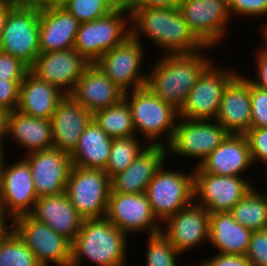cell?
Wrapping results in <instances>:
<instances>
[{
    "instance_id": "obj_22",
    "label": "cell",
    "mask_w": 267,
    "mask_h": 266,
    "mask_svg": "<svg viewBox=\"0 0 267 266\" xmlns=\"http://www.w3.org/2000/svg\"><path fill=\"white\" fill-rule=\"evenodd\" d=\"M215 120L229 134H245L250 129V80L237 74L225 87Z\"/></svg>"
},
{
    "instance_id": "obj_37",
    "label": "cell",
    "mask_w": 267,
    "mask_h": 266,
    "mask_svg": "<svg viewBox=\"0 0 267 266\" xmlns=\"http://www.w3.org/2000/svg\"><path fill=\"white\" fill-rule=\"evenodd\" d=\"M251 123L250 128L267 127V90L250 81Z\"/></svg>"
},
{
    "instance_id": "obj_6",
    "label": "cell",
    "mask_w": 267,
    "mask_h": 266,
    "mask_svg": "<svg viewBox=\"0 0 267 266\" xmlns=\"http://www.w3.org/2000/svg\"><path fill=\"white\" fill-rule=\"evenodd\" d=\"M110 192L111 178L104 170L72 165L65 193L84 219L105 217Z\"/></svg>"
},
{
    "instance_id": "obj_28",
    "label": "cell",
    "mask_w": 267,
    "mask_h": 266,
    "mask_svg": "<svg viewBox=\"0 0 267 266\" xmlns=\"http://www.w3.org/2000/svg\"><path fill=\"white\" fill-rule=\"evenodd\" d=\"M65 95L58 87L38 78L29 70L20 85L17 110L35 118L50 120Z\"/></svg>"
},
{
    "instance_id": "obj_26",
    "label": "cell",
    "mask_w": 267,
    "mask_h": 266,
    "mask_svg": "<svg viewBox=\"0 0 267 266\" xmlns=\"http://www.w3.org/2000/svg\"><path fill=\"white\" fill-rule=\"evenodd\" d=\"M29 215L71 242L74 241L84 221L65 192L39 197Z\"/></svg>"
},
{
    "instance_id": "obj_18",
    "label": "cell",
    "mask_w": 267,
    "mask_h": 266,
    "mask_svg": "<svg viewBox=\"0 0 267 266\" xmlns=\"http://www.w3.org/2000/svg\"><path fill=\"white\" fill-rule=\"evenodd\" d=\"M28 162L38 198L62 194L66 190L68 175L72 167L69 154L52 147L24 154Z\"/></svg>"
},
{
    "instance_id": "obj_42",
    "label": "cell",
    "mask_w": 267,
    "mask_h": 266,
    "mask_svg": "<svg viewBox=\"0 0 267 266\" xmlns=\"http://www.w3.org/2000/svg\"><path fill=\"white\" fill-rule=\"evenodd\" d=\"M29 70L20 59L0 51V79H24Z\"/></svg>"
},
{
    "instance_id": "obj_13",
    "label": "cell",
    "mask_w": 267,
    "mask_h": 266,
    "mask_svg": "<svg viewBox=\"0 0 267 266\" xmlns=\"http://www.w3.org/2000/svg\"><path fill=\"white\" fill-rule=\"evenodd\" d=\"M178 7L190 31L205 47L214 48L229 34L227 0H180Z\"/></svg>"
},
{
    "instance_id": "obj_40",
    "label": "cell",
    "mask_w": 267,
    "mask_h": 266,
    "mask_svg": "<svg viewBox=\"0 0 267 266\" xmlns=\"http://www.w3.org/2000/svg\"><path fill=\"white\" fill-rule=\"evenodd\" d=\"M24 79H0V110L5 114L17 109L20 85Z\"/></svg>"
},
{
    "instance_id": "obj_43",
    "label": "cell",
    "mask_w": 267,
    "mask_h": 266,
    "mask_svg": "<svg viewBox=\"0 0 267 266\" xmlns=\"http://www.w3.org/2000/svg\"><path fill=\"white\" fill-rule=\"evenodd\" d=\"M206 266H251L246 256L234 254H213L202 260Z\"/></svg>"
},
{
    "instance_id": "obj_48",
    "label": "cell",
    "mask_w": 267,
    "mask_h": 266,
    "mask_svg": "<svg viewBox=\"0 0 267 266\" xmlns=\"http://www.w3.org/2000/svg\"><path fill=\"white\" fill-rule=\"evenodd\" d=\"M8 220L9 224L8 223ZM12 218L10 216L4 215L2 212H0V242L10 233V231L13 229L12 226ZM9 224V226H8Z\"/></svg>"
},
{
    "instance_id": "obj_52",
    "label": "cell",
    "mask_w": 267,
    "mask_h": 266,
    "mask_svg": "<svg viewBox=\"0 0 267 266\" xmlns=\"http://www.w3.org/2000/svg\"><path fill=\"white\" fill-rule=\"evenodd\" d=\"M128 0H113L117 6H124Z\"/></svg>"
},
{
    "instance_id": "obj_11",
    "label": "cell",
    "mask_w": 267,
    "mask_h": 266,
    "mask_svg": "<svg viewBox=\"0 0 267 266\" xmlns=\"http://www.w3.org/2000/svg\"><path fill=\"white\" fill-rule=\"evenodd\" d=\"M229 133L216 120H192L179 117L167 154L199 159L197 167Z\"/></svg>"
},
{
    "instance_id": "obj_29",
    "label": "cell",
    "mask_w": 267,
    "mask_h": 266,
    "mask_svg": "<svg viewBox=\"0 0 267 266\" xmlns=\"http://www.w3.org/2000/svg\"><path fill=\"white\" fill-rule=\"evenodd\" d=\"M252 230L240 225L229 211L210 213L209 243L221 254L245 256Z\"/></svg>"
},
{
    "instance_id": "obj_36",
    "label": "cell",
    "mask_w": 267,
    "mask_h": 266,
    "mask_svg": "<svg viewBox=\"0 0 267 266\" xmlns=\"http://www.w3.org/2000/svg\"><path fill=\"white\" fill-rule=\"evenodd\" d=\"M61 6L80 23L102 18L118 7L113 0H65Z\"/></svg>"
},
{
    "instance_id": "obj_8",
    "label": "cell",
    "mask_w": 267,
    "mask_h": 266,
    "mask_svg": "<svg viewBox=\"0 0 267 266\" xmlns=\"http://www.w3.org/2000/svg\"><path fill=\"white\" fill-rule=\"evenodd\" d=\"M0 51L20 59L29 68L40 54L39 8L17 3L5 23Z\"/></svg>"
},
{
    "instance_id": "obj_27",
    "label": "cell",
    "mask_w": 267,
    "mask_h": 266,
    "mask_svg": "<svg viewBox=\"0 0 267 266\" xmlns=\"http://www.w3.org/2000/svg\"><path fill=\"white\" fill-rule=\"evenodd\" d=\"M51 121L35 118L17 109L5 114L3 142L11 137L26 154L53 147Z\"/></svg>"
},
{
    "instance_id": "obj_32",
    "label": "cell",
    "mask_w": 267,
    "mask_h": 266,
    "mask_svg": "<svg viewBox=\"0 0 267 266\" xmlns=\"http://www.w3.org/2000/svg\"><path fill=\"white\" fill-rule=\"evenodd\" d=\"M242 226L255 231L267 228V194L254 187L230 211Z\"/></svg>"
},
{
    "instance_id": "obj_20",
    "label": "cell",
    "mask_w": 267,
    "mask_h": 266,
    "mask_svg": "<svg viewBox=\"0 0 267 266\" xmlns=\"http://www.w3.org/2000/svg\"><path fill=\"white\" fill-rule=\"evenodd\" d=\"M252 165L253 160L245 134H228L222 143L193 170L215 176L244 177Z\"/></svg>"
},
{
    "instance_id": "obj_51",
    "label": "cell",
    "mask_w": 267,
    "mask_h": 266,
    "mask_svg": "<svg viewBox=\"0 0 267 266\" xmlns=\"http://www.w3.org/2000/svg\"><path fill=\"white\" fill-rule=\"evenodd\" d=\"M4 145V143L3 144H0V176H1V167H2V163H3V161H4V155H6V154H4V149H3V146Z\"/></svg>"
},
{
    "instance_id": "obj_24",
    "label": "cell",
    "mask_w": 267,
    "mask_h": 266,
    "mask_svg": "<svg viewBox=\"0 0 267 266\" xmlns=\"http://www.w3.org/2000/svg\"><path fill=\"white\" fill-rule=\"evenodd\" d=\"M167 147L149 145L123 172L111 179V192L142 194L156 172L166 163Z\"/></svg>"
},
{
    "instance_id": "obj_30",
    "label": "cell",
    "mask_w": 267,
    "mask_h": 266,
    "mask_svg": "<svg viewBox=\"0 0 267 266\" xmlns=\"http://www.w3.org/2000/svg\"><path fill=\"white\" fill-rule=\"evenodd\" d=\"M112 140L92 119L70 155L73 166L104 170L111 152Z\"/></svg>"
},
{
    "instance_id": "obj_44",
    "label": "cell",
    "mask_w": 267,
    "mask_h": 266,
    "mask_svg": "<svg viewBox=\"0 0 267 266\" xmlns=\"http://www.w3.org/2000/svg\"><path fill=\"white\" fill-rule=\"evenodd\" d=\"M256 62L257 65V71H256V80L255 79H250L249 80L257 85L260 88L266 89L267 90V48L262 45L260 49L256 50Z\"/></svg>"
},
{
    "instance_id": "obj_2",
    "label": "cell",
    "mask_w": 267,
    "mask_h": 266,
    "mask_svg": "<svg viewBox=\"0 0 267 266\" xmlns=\"http://www.w3.org/2000/svg\"><path fill=\"white\" fill-rule=\"evenodd\" d=\"M131 35L139 41L144 35L162 55L191 54L205 48L190 31L178 6L136 10L131 15Z\"/></svg>"
},
{
    "instance_id": "obj_46",
    "label": "cell",
    "mask_w": 267,
    "mask_h": 266,
    "mask_svg": "<svg viewBox=\"0 0 267 266\" xmlns=\"http://www.w3.org/2000/svg\"><path fill=\"white\" fill-rule=\"evenodd\" d=\"M18 3L17 0H0V40L4 31L9 11Z\"/></svg>"
},
{
    "instance_id": "obj_45",
    "label": "cell",
    "mask_w": 267,
    "mask_h": 266,
    "mask_svg": "<svg viewBox=\"0 0 267 266\" xmlns=\"http://www.w3.org/2000/svg\"><path fill=\"white\" fill-rule=\"evenodd\" d=\"M180 0H128L123 6L130 15L136 10L149 7H174L179 5Z\"/></svg>"
},
{
    "instance_id": "obj_14",
    "label": "cell",
    "mask_w": 267,
    "mask_h": 266,
    "mask_svg": "<svg viewBox=\"0 0 267 266\" xmlns=\"http://www.w3.org/2000/svg\"><path fill=\"white\" fill-rule=\"evenodd\" d=\"M105 217L127 235L146 232L149 236L160 233L162 228L145 193L110 192Z\"/></svg>"
},
{
    "instance_id": "obj_21",
    "label": "cell",
    "mask_w": 267,
    "mask_h": 266,
    "mask_svg": "<svg viewBox=\"0 0 267 266\" xmlns=\"http://www.w3.org/2000/svg\"><path fill=\"white\" fill-rule=\"evenodd\" d=\"M91 120L92 113L66 94L50 119L53 147L71 155Z\"/></svg>"
},
{
    "instance_id": "obj_41",
    "label": "cell",
    "mask_w": 267,
    "mask_h": 266,
    "mask_svg": "<svg viewBox=\"0 0 267 266\" xmlns=\"http://www.w3.org/2000/svg\"><path fill=\"white\" fill-rule=\"evenodd\" d=\"M245 136L248 140L251 157L254 162L267 163V127L250 128Z\"/></svg>"
},
{
    "instance_id": "obj_53",
    "label": "cell",
    "mask_w": 267,
    "mask_h": 266,
    "mask_svg": "<svg viewBox=\"0 0 267 266\" xmlns=\"http://www.w3.org/2000/svg\"><path fill=\"white\" fill-rule=\"evenodd\" d=\"M189 266H192L191 264ZM193 266H206L202 261L200 263H198L197 265H194Z\"/></svg>"
},
{
    "instance_id": "obj_17",
    "label": "cell",
    "mask_w": 267,
    "mask_h": 266,
    "mask_svg": "<svg viewBox=\"0 0 267 266\" xmlns=\"http://www.w3.org/2000/svg\"><path fill=\"white\" fill-rule=\"evenodd\" d=\"M209 219L210 212L193 201L177 214L168 217L163 222L166 227L162 225L161 233L183 254L209 241Z\"/></svg>"
},
{
    "instance_id": "obj_23",
    "label": "cell",
    "mask_w": 267,
    "mask_h": 266,
    "mask_svg": "<svg viewBox=\"0 0 267 266\" xmlns=\"http://www.w3.org/2000/svg\"><path fill=\"white\" fill-rule=\"evenodd\" d=\"M79 25L61 5L39 8L40 53L72 49Z\"/></svg>"
},
{
    "instance_id": "obj_19",
    "label": "cell",
    "mask_w": 267,
    "mask_h": 266,
    "mask_svg": "<svg viewBox=\"0 0 267 266\" xmlns=\"http://www.w3.org/2000/svg\"><path fill=\"white\" fill-rule=\"evenodd\" d=\"M90 63L74 48L40 53L30 71L69 94Z\"/></svg>"
},
{
    "instance_id": "obj_31",
    "label": "cell",
    "mask_w": 267,
    "mask_h": 266,
    "mask_svg": "<svg viewBox=\"0 0 267 266\" xmlns=\"http://www.w3.org/2000/svg\"><path fill=\"white\" fill-rule=\"evenodd\" d=\"M92 119L111 138L136 135L132 112L124 98L115 105L93 112Z\"/></svg>"
},
{
    "instance_id": "obj_9",
    "label": "cell",
    "mask_w": 267,
    "mask_h": 266,
    "mask_svg": "<svg viewBox=\"0 0 267 266\" xmlns=\"http://www.w3.org/2000/svg\"><path fill=\"white\" fill-rule=\"evenodd\" d=\"M13 230L36 256L41 266H70L72 242L29 214L12 220Z\"/></svg>"
},
{
    "instance_id": "obj_12",
    "label": "cell",
    "mask_w": 267,
    "mask_h": 266,
    "mask_svg": "<svg viewBox=\"0 0 267 266\" xmlns=\"http://www.w3.org/2000/svg\"><path fill=\"white\" fill-rule=\"evenodd\" d=\"M235 71L229 67L223 69L213 62L188 93L187 100L179 111V117L192 120H215L223 91L238 74Z\"/></svg>"
},
{
    "instance_id": "obj_39",
    "label": "cell",
    "mask_w": 267,
    "mask_h": 266,
    "mask_svg": "<svg viewBox=\"0 0 267 266\" xmlns=\"http://www.w3.org/2000/svg\"><path fill=\"white\" fill-rule=\"evenodd\" d=\"M230 18L238 15L245 17H260L267 15V0H227Z\"/></svg>"
},
{
    "instance_id": "obj_10",
    "label": "cell",
    "mask_w": 267,
    "mask_h": 266,
    "mask_svg": "<svg viewBox=\"0 0 267 266\" xmlns=\"http://www.w3.org/2000/svg\"><path fill=\"white\" fill-rule=\"evenodd\" d=\"M141 42L131 35L95 62L107 78L124 93L147 85L148 73L141 72L146 53Z\"/></svg>"
},
{
    "instance_id": "obj_33",
    "label": "cell",
    "mask_w": 267,
    "mask_h": 266,
    "mask_svg": "<svg viewBox=\"0 0 267 266\" xmlns=\"http://www.w3.org/2000/svg\"><path fill=\"white\" fill-rule=\"evenodd\" d=\"M138 136L113 138L111 152L104 171L112 179L126 170L149 145Z\"/></svg>"
},
{
    "instance_id": "obj_34",
    "label": "cell",
    "mask_w": 267,
    "mask_h": 266,
    "mask_svg": "<svg viewBox=\"0 0 267 266\" xmlns=\"http://www.w3.org/2000/svg\"><path fill=\"white\" fill-rule=\"evenodd\" d=\"M0 266H41L21 238L12 229L0 242Z\"/></svg>"
},
{
    "instance_id": "obj_25",
    "label": "cell",
    "mask_w": 267,
    "mask_h": 266,
    "mask_svg": "<svg viewBox=\"0 0 267 266\" xmlns=\"http://www.w3.org/2000/svg\"><path fill=\"white\" fill-rule=\"evenodd\" d=\"M69 95L91 113L119 103L124 92L94 63L76 81Z\"/></svg>"
},
{
    "instance_id": "obj_50",
    "label": "cell",
    "mask_w": 267,
    "mask_h": 266,
    "mask_svg": "<svg viewBox=\"0 0 267 266\" xmlns=\"http://www.w3.org/2000/svg\"><path fill=\"white\" fill-rule=\"evenodd\" d=\"M262 28L260 29V34L262 35V41L264 43V46L267 48V22L265 21L263 24Z\"/></svg>"
},
{
    "instance_id": "obj_15",
    "label": "cell",
    "mask_w": 267,
    "mask_h": 266,
    "mask_svg": "<svg viewBox=\"0 0 267 266\" xmlns=\"http://www.w3.org/2000/svg\"><path fill=\"white\" fill-rule=\"evenodd\" d=\"M4 159L0 176V212L14 219L29 214L38 199L32 172L22 157L13 164Z\"/></svg>"
},
{
    "instance_id": "obj_49",
    "label": "cell",
    "mask_w": 267,
    "mask_h": 266,
    "mask_svg": "<svg viewBox=\"0 0 267 266\" xmlns=\"http://www.w3.org/2000/svg\"><path fill=\"white\" fill-rule=\"evenodd\" d=\"M5 113L0 110V144H3Z\"/></svg>"
},
{
    "instance_id": "obj_16",
    "label": "cell",
    "mask_w": 267,
    "mask_h": 266,
    "mask_svg": "<svg viewBox=\"0 0 267 266\" xmlns=\"http://www.w3.org/2000/svg\"><path fill=\"white\" fill-rule=\"evenodd\" d=\"M251 183L245 177L194 172V202L210 213L230 211L250 192L253 188Z\"/></svg>"
},
{
    "instance_id": "obj_5",
    "label": "cell",
    "mask_w": 267,
    "mask_h": 266,
    "mask_svg": "<svg viewBox=\"0 0 267 266\" xmlns=\"http://www.w3.org/2000/svg\"><path fill=\"white\" fill-rule=\"evenodd\" d=\"M127 15V16H126ZM131 36V15L118 6L108 15L80 23L74 49L90 64Z\"/></svg>"
},
{
    "instance_id": "obj_4",
    "label": "cell",
    "mask_w": 267,
    "mask_h": 266,
    "mask_svg": "<svg viewBox=\"0 0 267 266\" xmlns=\"http://www.w3.org/2000/svg\"><path fill=\"white\" fill-rule=\"evenodd\" d=\"M124 99L132 112L136 135L144 138L148 145L166 147L172 140L179 111L161 100L147 86L124 93ZM162 136L163 140L160 139Z\"/></svg>"
},
{
    "instance_id": "obj_35",
    "label": "cell",
    "mask_w": 267,
    "mask_h": 266,
    "mask_svg": "<svg viewBox=\"0 0 267 266\" xmlns=\"http://www.w3.org/2000/svg\"><path fill=\"white\" fill-rule=\"evenodd\" d=\"M146 266H179L180 254L160 232L147 237Z\"/></svg>"
},
{
    "instance_id": "obj_47",
    "label": "cell",
    "mask_w": 267,
    "mask_h": 266,
    "mask_svg": "<svg viewBox=\"0 0 267 266\" xmlns=\"http://www.w3.org/2000/svg\"><path fill=\"white\" fill-rule=\"evenodd\" d=\"M18 3L32 5L38 8L48 6H59L64 3L65 0H17Z\"/></svg>"
},
{
    "instance_id": "obj_3",
    "label": "cell",
    "mask_w": 267,
    "mask_h": 266,
    "mask_svg": "<svg viewBox=\"0 0 267 266\" xmlns=\"http://www.w3.org/2000/svg\"><path fill=\"white\" fill-rule=\"evenodd\" d=\"M127 237L106 217L84 219L72 242L70 266H83L84 260L95 266H126Z\"/></svg>"
},
{
    "instance_id": "obj_7",
    "label": "cell",
    "mask_w": 267,
    "mask_h": 266,
    "mask_svg": "<svg viewBox=\"0 0 267 266\" xmlns=\"http://www.w3.org/2000/svg\"><path fill=\"white\" fill-rule=\"evenodd\" d=\"M168 169L164 163L145 192L153 214L162 224L194 201V170L188 174Z\"/></svg>"
},
{
    "instance_id": "obj_38",
    "label": "cell",
    "mask_w": 267,
    "mask_h": 266,
    "mask_svg": "<svg viewBox=\"0 0 267 266\" xmlns=\"http://www.w3.org/2000/svg\"><path fill=\"white\" fill-rule=\"evenodd\" d=\"M245 256L251 266H267V228L252 231Z\"/></svg>"
},
{
    "instance_id": "obj_1",
    "label": "cell",
    "mask_w": 267,
    "mask_h": 266,
    "mask_svg": "<svg viewBox=\"0 0 267 266\" xmlns=\"http://www.w3.org/2000/svg\"><path fill=\"white\" fill-rule=\"evenodd\" d=\"M205 49L213 48L205 47L191 54H161L162 57L150 64L146 86L180 111L198 78L213 63Z\"/></svg>"
}]
</instances>
